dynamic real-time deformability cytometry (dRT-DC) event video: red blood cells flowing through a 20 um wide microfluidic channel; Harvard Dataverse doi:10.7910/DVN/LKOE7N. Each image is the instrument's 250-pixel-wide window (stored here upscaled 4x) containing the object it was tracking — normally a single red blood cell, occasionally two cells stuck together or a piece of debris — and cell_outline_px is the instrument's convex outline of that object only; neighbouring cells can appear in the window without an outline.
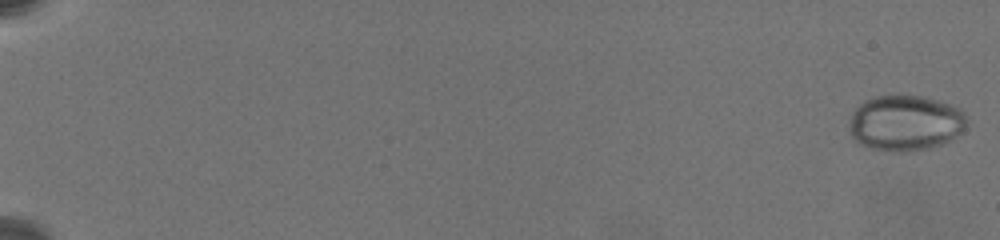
{"species": "common noctule bat (a hibernating species)", "species_latin": "Nyctalus noctula", "temperature_condition": "warm", "stored_images_in_passage": 9, "camera_frame_rate_fps": 3000, "um_per_image_px": 0.085, "animal": {"sex": "female", "body_mass_g": 19.5, "forearm_length_mm": 54.1}, "frame": {"image": 1, "passage_image": 1, "time_ms": 0.0, "image_size_px": [1000, 240], "cell_outline_px": [[968, 120], [964, 128], [952, 140], [944, 144], [928, 148], [900, 152], [872, 148], [856, 140], [848, 132], [848, 124], [852, 112], [864, 100], [876, 96], [924, 96], [960, 108], [964, 112]], "centroid_in_image_um": [76.96, 10.45], "position_along_channel_um": 8.0, "area_um2": 38.03}}